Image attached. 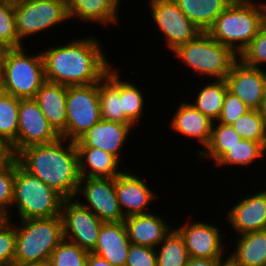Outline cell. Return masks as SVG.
Here are the masks:
<instances>
[{
	"label": "cell",
	"mask_w": 266,
	"mask_h": 266,
	"mask_svg": "<svg viewBox=\"0 0 266 266\" xmlns=\"http://www.w3.org/2000/svg\"><path fill=\"white\" fill-rule=\"evenodd\" d=\"M63 200L54 189L26 171L14 156L12 207L17 206L20 220L60 216Z\"/></svg>",
	"instance_id": "cell-4"
},
{
	"label": "cell",
	"mask_w": 266,
	"mask_h": 266,
	"mask_svg": "<svg viewBox=\"0 0 266 266\" xmlns=\"http://www.w3.org/2000/svg\"><path fill=\"white\" fill-rule=\"evenodd\" d=\"M183 65L200 76H211L223 80L231 71L239 56L229 47L213 39L207 32H201L194 40L180 45L173 51Z\"/></svg>",
	"instance_id": "cell-6"
},
{
	"label": "cell",
	"mask_w": 266,
	"mask_h": 266,
	"mask_svg": "<svg viewBox=\"0 0 266 266\" xmlns=\"http://www.w3.org/2000/svg\"><path fill=\"white\" fill-rule=\"evenodd\" d=\"M236 203L225 213L226 220L237 234L266 230V189Z\"/></svg>",
	"instance_id": "cell-17"
},
{
	"label": "cell",
	"mask_w": 266,
	"mask_h": 266,
	"mask_svg": "<svg viewBox=\"0 0 266 266\" xmlns=\"http://www.w3.org/2000/svg\"><path fill=\"white\" fill-rule=\"evenodd\" d=\"M250 109L236 95L227 90L221 115L217 122L224 125H231L239 117L247 113Z\"/></svg>",
	"instance_id": "cell-40"
},
{
	"label": "cell",
	"mask_w": 266,
	"mask_h": 266,
	"mask_svg": "<svg viewBox=\"0 0 266 266\" xmlns=\"http://www.w3.org/2000/svg\"><path fill=\"white\" fill-rule=\"evenodd\" d=\"M76 149L80 177L115 178L123 172L118 168L121 166L119 162L121 160L109 152L93 147H76Z\"/></svg>",
	"instance_id": "cell-25"
},
{
	"label": "cell",
	"mask_w": 266,
	"mask_h": 266,
	"mask_svg": "<svg viewBox=\"0 0 266 266\" xmlns=\"http://www.w3.org/2000/svg\"><path fill=\"white\" fill-rule=\"evenodd\" d=\"M223 266H232L228 261Z\"/></svg>",
	"instance_id": "cell-52"
},
{
	"label": "cell",
	"mask_w": 266,
	"mask_h": 266,
	"mask_svg": "<svg viewBox=\"0 0 266 266\" xmlns=\"http://www.w3.org/2000/svg\"><path fill=\"white\" fill-rule=\"evenodd\" d=\"M19 103V98L0 94V140L9 147L12 156L17 155Z\"/></svg>",
	"instance_id": "cell-28"
},
{
	"label": "cell",
	"mask_w": 266,
	"mask_h": 266,
	"mask_svg": "<svg viewBox=\"0 0 266 266\" xmlns=\"http://www.w3.org/2000/svg\"><path fill=\"white\" fill-rule=\"evenodd\" d=\"M227 261L232 266H266V230L239 235Z\"/></svg>",
	"instance_id": "cell-26"
},
{
	"label": "cell",
	"mask_w": 266,
	"mask_h": 266,
	"mask_svg": "<svg viewBox=\"0 0 266 266\" xmlns=\"http://www.w3.org/2000/svg\"><path fill=\"white\" fill-rule=\"evenodd\" d=\"M231 126L242 139L260 142L266 148V121L258 110H249Z\"/></svg>",
	"instance_id": "cell-33"
},
{
	"label": "cell",
	"mask_w": 266,
	"mask_h": 266,
	"mask_svg": "<svg viewBox=\"0 0 266 266\" xmlns=\"http://www.w3.org/2000/svg\"><path fill=\"white\" fill-rule=\"evenodd\" d=\"M149 9L167 48L174 51L194 40L202 31L191 22L173 0H149Z\"/></svg>",
	"instance_id": "cell-10"
},
{
	"label": "cell",
	"mask_w": 266,
	"mask_h": 266,
	"mask_svg": "<svg viewBox=\"0 0 266 266\" xmlns=\"http://www.w3.org/2000/svg\"><path fill=\"white\" fill-rule=\"evenodd\" d=\"M128 238L132 244L159 248L163 239L171 232L172 227L162 216L153 212L131 215L123 220Z\"/></svg>",
	"instance_id": "cell-20"
},
{
	"label": "cell",
	"mask_w": 266,
	"mask_h": 266,
	"mask_svg": "<svg viewBox=\"0 0 266 266\" xmlns=\"http://www.w3.org/2000/svg\"><path fill=\"white\" fill-rule=\"evenodd\" d=\"M0 266H11V265L0 262Z\"/></svg>",
	"instance_id": "cell-51"
},
{
	"label": "cell",
	"mask_w": 266,
	"mask_h": 266,
	"mask_svg": "<svg viewBox=\"0 0 266 266\" xmlns=\"http://www.w3.org/2000/svg\"><path fill=\"white\" fill-rule=\"evenodd\" d=\"M60 135L49 124L34 99H20L17 154L32 145L49 144L57 141Z\"/></svg>",
	"instance_id": "cell-13"
},
{
	"label": "cell",
	"mask_w": 266,
	"mask_h": 266,
	"mask_svg": "<svg viewBox=\"0 0 266 266\" xmlns=\"http://www.w3.org/2000/svg\"><path fill=\"white\" fill-rule=\"evenodd\" d=\"M157 249L130 244L125 266H157Z\"/></svg>",
	"instance_id": "cell-41"
},
{
	"label": "cell",
	"mask_w": 266,
	"mask_h": 266,
	"mask_svg": "<svg viewBox=\"0 0 266 266\" xmlns=\"http://www.w3.org/2000/svg\"><path fill=\"white\" fill-rule=\"evenodd\" d=\"M162 244V245H161ZM157 253V266H185L189 255L184 240L174 229L163 239Z\"/></svg>",
	"instance_id": "cell-32"
},
{
	"label": "cell",
	"mask_w": 266,
	"mask_h": 266,
	"mask_svg": "<svg viewBox=\"0 0 266 266\" xmlns=\"http://www.w3.org/2000/svg\"><path fill=\"white\" fill-rule=\"evenodd\" d=\"M123 169V172L115 177V189L120 209L124 217L149 213V203L154 202L157 195L148 187L145 181L136 174Z\"/></svg>",
	"instance_id": "cell-16"
},
{
	"label": "cell",
	"mask_w": 266,
	"mask_h": 266,
	"mask_svg": "<svg viewBox=\"0 0 266 266\" xmlns=\"http://www.w3.org/2000/svg\"><path fill=\"white\" fill-rule=\"evenodd\" d=\"M16 30L20 41L70 20L67 0H17Z\"/></svg>",
	"instance_id": "cell-8"
},
{
	"label": "cell",
	"mask_w": 266,
	"mask_h": 266,
	"mask_svg": "<svg viewBox=\"0 0 266 266\" xmlns=\"http://www.w3.org/2000/svg\"><path fill=\"white\" fill-rule=\"evenodd\" d=\"M258 3L256 0H232L206 32L239 56L266 21L265 3Z\"/></svg>",
	"instance_id": "cell-3"
},
{
	"label": "cell",
	"mask_w": 266,
	"mask_h": 266,
	"mask_svg": "<svg viewBox=\"0 0 266 266\" xmlns=\"http://www.w3.org/2000/svg\"><path fill=\"white\" fill-rule=\"evenodd\" d=\"M60 217L63 238L88 252H92L96 246L103 221L75 198L63 200Z\"/></svg>",
	"instance_id": "cell-11"
},
{
	"label": "cell",
	"mask_w": 266,
	"mask_h": 266,
	"mask_svg": "<svg viewBox=\"0 0 266 266\" xmlns=\"http://www.w3.org/2000/svg\"><path fill=\"white\" fill-rule=\"evenodd\" d=\"M178 106L169 126L178 134L196 139L204 149L210 140L213 121L189 102L183 101Z\"/></svg>",
	"instance_id": "cell-21"
},
{
	"label": "cell",
	"mask_w": 266,
	"mask_h": 266,
	"mask_svg": "<svg viewBox=\"0 0 266 266\" xmlns=\"http://www.w3.org/2000/svg\"><path fill=\"white\" fill-rule=\"evenodd\" d=\"M242 137L234 130L231 125H224L217 121L213 122L211 136L204 149L197 150V155L202 159H213L214 164Z\"/></svg>",
	"instance_id": "cell-30"
},
{
	"label": "cell",
	"mask_w": 266,
	"mask_h": 266,
	"mask_svg": "<svg viewBox=\"0 0 266 266\" xmlns=\"http://www.w3.org/2000/svg\"><path fill=\"white\" fill-rule=\"evenodd\" d=\"M0 44L9 49L24 46L16 30L14 2L0 1Z\"/></svg>",
	"instance_id": "cell-36"
},
{
	"label": "cell",
	"mask_w": 266,
	"mask_h": 266,
	"mask_svg": "<svg viewBox=\"0 0 266 266\" xmlns=\"http://www.w3.org/2000/svg\"><path fill=\"white\" fill-rule=\"evenodd\" d=\"M228 90L226 80H215L213 83H206L200 89L198 95L192 104L203 115L207 116L211 121L215 122L219 119L224 97Z\"/></svg>",
	"instance_id": "cell-29"
},
{
	"label": "cell",
	"mask_w": 266,
	"mask_h": 266,
	"mask_svg": "<svg viewBox=\"0 0 266 266\" xmlns=\"http://www.w3.org/2000/svg\"><path fill=\"white\" fill-rule=\"evenodd\" d=\"M258 111L260 115L264 118L266 121V90L263 96V100L261 101L260 107L258 108Z\"/></svg>",
	"instance_id": "cell-45"
},
{
	"label": "cell",
	"mask_w": 266,
	"mask_h": 266,
	"mask_svg": "<svg viewBox=\"0 0 266 266\" xmlns=\"http://www.w3.org/2000/svg\"><path fill=\"white\" fill-rule=\"evenodd\" d=\"M86 266H113L106 259H103L92 252L87 255Z\"/></svg>",
	"instance_id": "cell-43"
},
{
	"label": "cell",
	"mask_w": 266,
	"mask_h": 266,
	"mask_svg": "<svg viewBox=\"0 0 266 266\" xmlns=\"http://www.w3.org/2000/svg\"><path fill=\"white\" fill-rule=\"evenodd\" d=\"M0 1H6V2H16L17 0H0Z\"/></svg>",
	"instance_id": "cell-50"
},
{
	"label": "cell",
	"mask_w": 266,
	"mask_h": 266,
	"mask_svg": "<svg viewBox=\"0 0 266 266\" xmlns=\"http://www.w3.org/2000/svg\"><path fill=\"white\" fill-rule=\"evenodd\" d=\"M8 220L7 215L0 210V226Z\"/></svg>",
	"instance_id": "cell-49"
},
{
	"label": "cell",
	"mask_w": 266,
	"mask_h": 266,
	"mask_svg": "<svg viewBox=\"0 0 266 266\" xmlns=\"http://www.w3.org/2000/svg\"><path fill=\"white\" fill-rule=\"evenodd\" d=\"M120 98L125 116L135 125L143 116L144 95L135 84L123 81L120 75Z\"/></svg>",
	"instance_id": "cell-34"
},
{
	"label": "cell",
	"mask_w": 266,
	"mask_h": 266,
	"mask_svg": "<svg viewBox=\"0 0 266 266\" xmlns=\"http://www.w3.org/2000/svg\"><path fill=\"white\" fill-rule=\"evenodd\" d=\"M202 32H206L232 0H173Z\"/></svg>",
	"instance_id": "cell-27"
},
{
	"label": "cell",
	"mask_w": 266,
	"mask_h": 266,
	"mask_svg": "<svg viewBox=\"0 0 266 266\" xmlns=\"http://www.w3.org/2000/svg\"><path fill=\"white\" fill-rule=\"evenodd\" d=\"M88 251L63 239L49 258L50 266H86Z\"/></svg>",
	"instance_id": "cell-35"
},
{
	"label": "cell",
	"mask_w": 266,
	"mask_h": 266,
	"mask_svg": "<svg viewBox=\"0 0 266 266\" xmlns=\"http://www.w3.org/2000/svg\"><path fill=\"white\" fill-rule=\"evenodd\" d=\"M239 59L246 65L264 69L266 63V21L262 24L258 34L239 55Z\"/></svg>",
	"instance_id": "cell-37"
},
{
	"label": "cell",
	"mask_w": 266,
	"mask_h": 266,
	"mask_svg": "<svg viewBox=\"0 0 266 266\" xmlns=\"http://www.w3.org/2000/svg\"><path fill=\"white\" fill-rule=\"evenodd\" d=\"M120 2L121 0H67L69 18L104 27L116 24L119 20Z\"/></svg>",
	"instance_id": "cell-23"
},
{
	"label": "cell",
	"mask_w": 266,
	"mask_h": 266,
	"mask_svg": "<svg viewBox=\"0 0 266 266\" xmlns=\"http://www.w3.org/2000/svg\"><path fill=\"white\" fill-rule=\"evenodd\" d=\"M20 223L14 224V264L49 261L53 250L64 239L61 217L27 219L21 220Z\"/></svg>",
	"instance_id": "cell-5"
},
{
	"label": "cell",
	"mask_w": 266,
	"mask_h": 266,
	"mask_svg": "<svg viewBox=\"0 0 266 266\" xmlns=\"http://www.w3.org/2000/svg\"><path fill=\"white\" fill-rule=\"evenodd\" d=\"M13 266H50L49 261L25 263V264H14Z\"/></svg>",
	"instance_id": "cell-47"
},
{
	"label": "cell",
	"mask_w": 266,
	"mask_h": 266,
	"mask_svg": "<svg viewBox=\"0 0 266 266\" xmlns=\"http://www.w3.org/2000/svg\"><path fill=\"white\" fill-rule=\"evenodd\" d=\"M98 96L102 120L133 124L123 112L119 69L112 67L99 81Z\"/></svg>",
	"instance_id": "cell-24"
},
{
	"label": "cell",
	"mask_w": 266,
	"mask_h": 266,
	"mask_svg": "<svg viewBox=\"0 0 266 266\" xmlns=\"http://www.w3.org/2000/svg\"><path fill=\"white\" fill-rule=\"evenodd\" d=\"M25 48H11L4 60L5 93L19 99H34L46 82L41 52L27 54Z\"/></svg>",
	"instance_id": "cell-7"
},
{
	"label": "cell",
	"mask_w": 266,
	"mask_h": 266,
	"mask_svg": "<svg viewBox=\"0 0 266 266\" xmlns=\"http://www.w3.org/2000/svg\"><path fill=\"white\" fill-rule=\"evenodd\" d=\"M228 90L250 110H258L266 90V71L238 59L225 78Z\"/></svg>",
	"instance_id": "cell-15"
},
{
	"label": "cell",
	"mask_w": 266,
	"mask_h": 266,
	"mask_svg": "<svg viewBox=\"0 0 266 266\" xmlns=\"http://www.w3.org/2000/svg\"><path fill=\"white\" fill-rule=\"evenodd\" d=\"M130 244L123 221L103 222L92 253L113 266H125Z\"/></svg>",
	"instance_id": "cell-19"
},
{
	"label": "cell",
	"mask_w": 266,
	"mask_h": 266,
	"mask_svg": "<svg viewBox=\"0 0 266 266\" xmlns=\"http://www.w3.org/2000/svg\"><path fill=\"white\" fill-rule=\"evenodd\" d=\"M12 220H7L0 226V262L14 265L16 230Z\"/></svg>",
	"instance_id": "cell-39"
},
{
	"label": "cell",
	"mask_w": 266,
	"mask_h": 266,
	"mask_svg": "<svg viewBox=\"0 0 266 266\" xmlns=\"http://www.w3.org/2000/svg\"><path fill=\"white\" fill-rule=\"evenodd\" d=\"M46 49L41 54L48 82L67 87L90 85L99 83L112 68L99 41L92 36Z\"/></svg>",
	"instance_id": "cell-1"
},
{
	"label": "cell",
	"mask_w": 266,
	"mask_h": 266,
	"mask_svg": "<svg viewBox=\"0 0 266 266\" xmlns=\"http://www.w3.org/2000/svg\"><path fill=\"white\" fill-rule=\"evenodd\" d=\"M4 92V68H0V94Z\"/></svg>",
	"instance_id": "cell-48"
},
{
	"label": "cell",
	"mask_w": 266,
	"mask_h": 266,
	"mask_svg": "<svg viewBox=\"0 0 266 266\" xmlns=\"http://www.w3.org/2000/svg\"><path fill=\"white\" fill-rule=\"evenodd\" d=\"M134 124H124L100 120L86 131L77 141L76 147H93L102 149L120 159L122 145L128 140V134Z\"/></svg>",
	"instance_id": "cell-18"
},
{
	"label": "cell",
	"mask_w": 266,
	"mask_h": 266,
	"mask_svg": "<svg viewBox=\"0 0 266 266\" xmlns=\"http://www.w3.org/2000/svg\"><path fill=\"white\" fill-rule=\"evenodd\" d=\"M14 156L0 167V210L10 220V207L13 203Z\"/></svg>",
	"instance_id": "cell-38"
},
{
	"label": "cell",
	"mask_w": 266,
	"mask_h": 266,
	"mask_svg": "<svg viewBox=\"0 0 266 266\" xmlns=\"http://www.w3.org/2000/svg\"><path fill=\"white\" fill-rule=\"evenodd\" d=\"M223 259L191 258L189 257L185 266H223L228 259V255Z\"/></svg>",
	"instance_id": "cell-42"
},
{
	"label": "cell",
	"mask_w": 266,
	"mask_h": 266,
	"mask_svg": "<svg viewBox=\"0 0 266 266\" xmlns=\"http://www.w3.org/2000/svg\"><path fill=\"white\" fill-rule=\"evenodd\" d=\"M66 106V128L60 134V137L77 141L86 131L102 119L98 83L67 87Z\"/></svg>",
	"instance_id": "cell-9"
},
{
	"label": "cell",
	"mask_w": 266,
	"mask_h": 266,
	"mask_svg": "<svg viewBox=\"0 0 266 266\" xmlns=\"http://www.w3.org/2000/svg\"><path fill=\"white\" fill-rule=\"evenodd\" d=\"M66 96L67 86L46 81L34 98L49 124L59 135L66 128Z\"/></svg>",
	"instance_id": "cell-22"
},
{
	"label": "cell",
	"mask_w": 266,
	"mask_h": 266,
	"mask_svg": "<svg viewBox=\"0 0 266 266\" xmlns=\"http://www.w3.org/2000/svg\"><path fill=\"white\" fill-rule=\"evenodd\" d=\"M11 157L12 154L9 147L0 140V167L3 166Z\"/></svg>",
	"instance_id": "cell-44"
},
{
	"label": "cell",
	"mask_w": 266,
	"mask_h": 266,
	"mask_svg": "<svg viewBox=\"0 0 266 266\" xmlns=\"http://www.w3.org/2000/svg\"><path fill=\"white\" fill-rule=\"evenodd\" d=\"M266 148L260 143L252 140L242 139L231 147L217 162L216 166H249L257 159L264 157Z\"/></svg>",
	"instance_id": "cell-31"
},
{
	"label": "cell",
	"mask_w": 266,
	"mask_h": 266,
	"mask_svg": "<svg viewBox=\"0 0 266 266\" xmlns=\"http://www.w3.org/2000/svg\"><path fill=\"white\" fill-rule=\"evenodd\" d=\"M15 157L26 171L41 179L64 199L77 200L81 177L74 141L60 137L49 144L26 147Z\"/></svg>",
	"instance_id": "cell-2"
},
{
	"label": "cell",
	"mask_w": 266,
	"mask_h": 266,
	"mask_svg": "<svg viewBox=\"0 0 266 266\" xmlns=\"http://www.w3.org/2000/svg\"><path fill=\"white\" fill-rule=\"evenodd\" d=\"M182 236L189 257L223 259L226 245L223 244L222 232L211 223L188 222L176 229ZM224 252V253H223Z\"/></svg>",
	"instance_id": "cell-14"
},
{
	"label": "cell",
	"mask_w": 266,
	"mask_h": 266,
	"mask_svg": "<svg viewBox=\"0 0 266 266\" xmlns=\"http://www.w3.org/2000/svg\"><path fill=\"white\" fill-rule=\"evenodd\" d=\"M78 194L83 195L87 201L80 203L101 221L120 222L125 219L117 199L115 178L81 177Z\"/></svg>",
	"instance_id": "cell-12"
},
{
	"label": "cell",
	"mask_w": 266,
	"mask_h": 266,
	"mask_svg": "<svg viewBox=\"0 0 266 266\" xmlns=\"http://www.w3.org/2000/svg\"><path fill=\"white\" fill-rule=\"evenodd\" d=\"M8 50H9L8 47L0 44V68H3L4 66V60H5V56Z\"/></svg>",
	"instance_id": "cell-46"
}]
</instances>
